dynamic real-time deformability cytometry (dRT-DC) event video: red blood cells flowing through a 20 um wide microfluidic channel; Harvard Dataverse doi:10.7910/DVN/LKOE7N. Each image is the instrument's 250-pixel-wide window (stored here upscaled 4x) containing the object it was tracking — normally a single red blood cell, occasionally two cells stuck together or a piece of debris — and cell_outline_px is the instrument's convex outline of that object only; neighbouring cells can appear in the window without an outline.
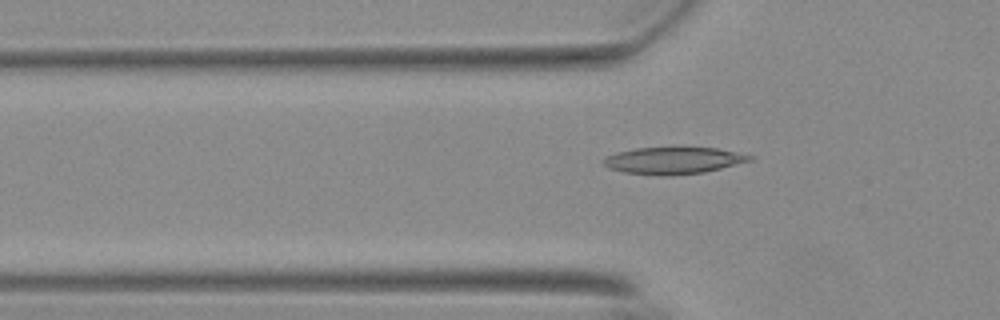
{"species": "Egyptian fruit bat (a non-hibernating species)", "species_latin": "Rousettus aegyptiacus", "temperature_condition": "warm", "stored_images_in_passage": 54, "camera_frame_rate_fps": 3000, "um_per_image_px": 0.085, "animal": {"sex": "female"}, "frame": {"image": 1, "passage_image": 17, "time_ms": 5.333, "image_size_px": [1000, 320], "cell_outline_px": [[756, 156], [752, 160], [704, 172], [624, 172], [608, 168], [604, 164], [604, 156], [616, 152], [636, 148], [672, 144], [716, 148]], "centroid_in_image_um": [57.26, 13.53], "position_along_channel_um": 68.5, "area_um2": 22.66}}
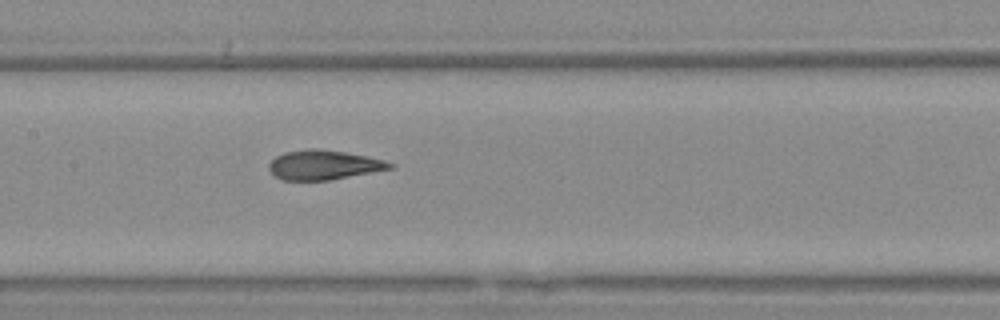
{"frame": {"image": 2, "passage_image": 26, "time_ms": 8.333, "image_size_px": [1000, 320], "cell_outline_px": [[396, 164], [392, 168], [328, 180], [284, 180], [276, 176], [268, 168], [268, 164], [276, 156], [284, 152], [308, 148], [316, 148], [344, 152], [384, 160]], "centroid_in_image_um": [27.48, 14.01], "position_along_channel_um": 179.9, "area_um2": 20.52}}
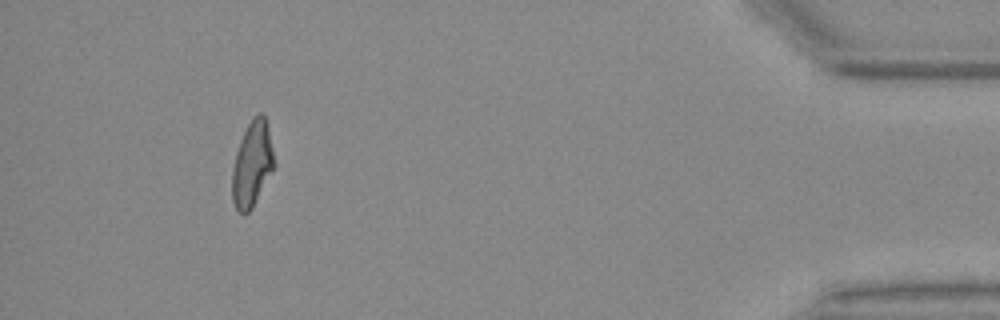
{"frame": {"image": 3, "passage_image": 50, "time_ms": 16.333, "image_size_px": [1000, 320], "cell_outline_px": [[276, 164], [272, 172], [252, 208], [244, 216], [236, 208], [232, 200], [232, 168], [236, 152], [240, 140], [252, 116], [260, 112], [264, 112], [268, 128]], "centroid_in_image_um": [21.44, 13.93], "position_along_channel_um": 413.8, "area_um2": 21.04}, "authors_computed_cell_mechanics": {"area_um2": 21.2126, "velocity_mm_per_s": 3.7154, "shape_relaxation_time_tau1_ms": 7.2975, "shape_relaxation_time_tau2_ms": 1.4414, "deformation_change_tau1": 0.2091, "deformation_change_tau2": 0.0829}}